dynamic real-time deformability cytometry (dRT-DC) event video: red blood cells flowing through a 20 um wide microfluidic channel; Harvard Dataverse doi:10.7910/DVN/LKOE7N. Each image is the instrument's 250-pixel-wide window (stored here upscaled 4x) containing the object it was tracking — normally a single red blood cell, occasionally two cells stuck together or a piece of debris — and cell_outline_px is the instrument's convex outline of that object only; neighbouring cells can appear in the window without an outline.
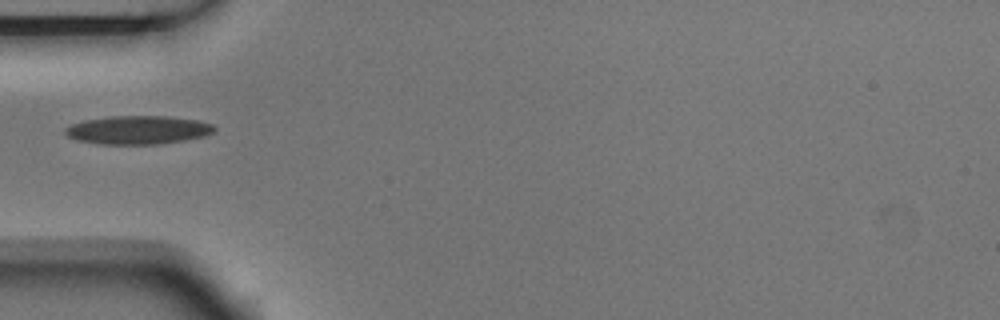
{"species": "Egyptian fruit bat (a non-hibernating species)", "species_latin": "Rousettus aegyptiacus", "temperature_condition": "room temperature", "stored_images_in_passage": 1, "camera_frame_rate_fps": 3000, "um_per_image_px": 0.085, "animal": {"sex": "male"}, "frame": {"image": 1, "passage_image": 1, "time_ms": 0.0, "image_size_px": [1000, 320], "cell_outline_px": [[216, 128], [212, 132], [204, 136], [184, 140], [160, 144], [100, 144], [76, 140], [68, 136], [64, 132], [64, 128], [72, 124], [84, 120], [112, 116], [168, 116], [196, 120], [212, 124]], "centroid_in_image_um": [11.7, 11.05], "position_along_channel_um": 73.3, "area_um2": 24.68}}